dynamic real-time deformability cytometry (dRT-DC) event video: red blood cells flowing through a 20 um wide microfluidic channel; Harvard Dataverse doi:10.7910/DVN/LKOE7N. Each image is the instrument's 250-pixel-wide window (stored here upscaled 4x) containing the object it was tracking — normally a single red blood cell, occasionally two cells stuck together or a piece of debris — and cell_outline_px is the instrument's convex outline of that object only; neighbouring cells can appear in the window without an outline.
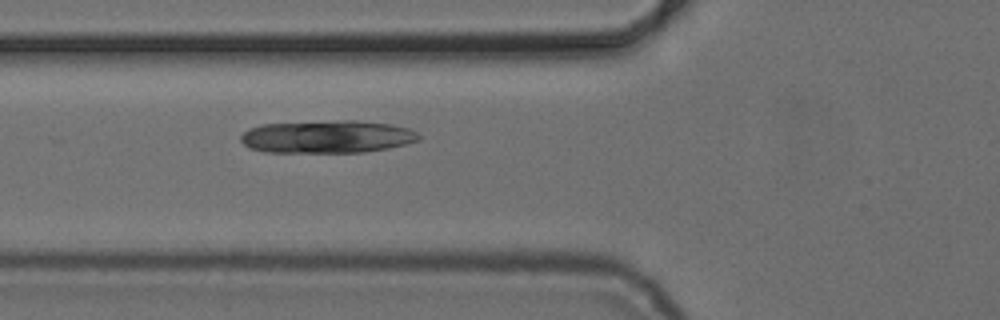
{"species": "common noctule bat (a hibernating species)", "species_latin": "Nyctalus noctula", "temperature_condition": "cold", "stored_images_in_passage": 4, "camera_frame_rate_fps": 3000, "um_per_image_px": 0.085, "animal": {"sex": "female", "body_mass_g": 24.6, "forearm_length_mm": 56.2}, "frame": {"image": 1, "passage_image": 4, "time_ms": 3.333, "image_size_px": [1000, 320], "cell_outline_px": [[424, 136], [420, 140], [388, 148], [364, 152], [264, 152], [248, 148], [240, 140], [240, 136], [248, 128], [260, 124], [340, 120], [356, 120], [392, 124], [408, 128]], "centroid_in_image_um": [27.8, 11.61], "position_along_channel_um": 98.0, "area_um2": 34.28}}